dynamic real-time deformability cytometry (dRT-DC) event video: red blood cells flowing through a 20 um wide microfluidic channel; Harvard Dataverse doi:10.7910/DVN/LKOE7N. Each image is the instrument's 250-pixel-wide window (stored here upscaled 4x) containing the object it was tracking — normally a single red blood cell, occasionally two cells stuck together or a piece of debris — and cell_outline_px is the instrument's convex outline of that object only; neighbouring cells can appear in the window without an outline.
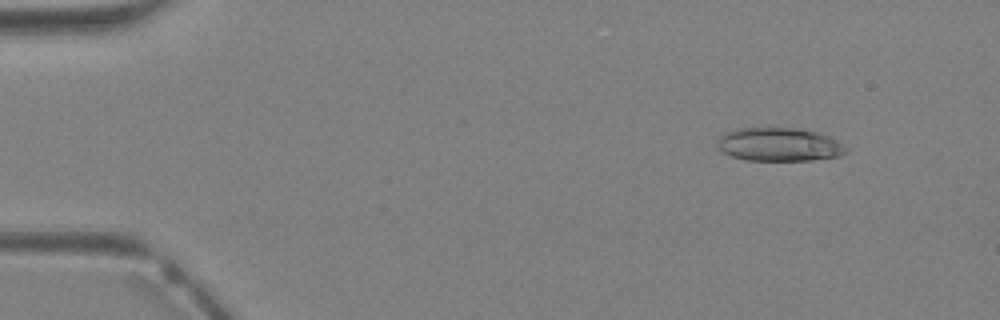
{"species": "Egyptian fruit bat (a non-hibernating species)", "species_latin": "Rousettus aegyptiacus", "temperature_condition": "warm", "stored_images_in_passage": 8, "segment_of_instrument_passage": [1, 2], "camera_frame_rate_fps": 3000, "um_per_image_px": 0.085, "animal": {"sex": "female"}, "frame": {"image": 1, "passage_image": 4, "time_ms": 1.0, "image_size_px": [1000, 320], "cell_outline_px": [[848, 152], [840, 156], [812, 160], [748, 160], [732, 156], [716, 148], [716, 144], [720, 136], [728, 132], [740, 128], [800, 128], [816, 132], [828, 136], [836, 140], [848, 148]], "centroid_in_image_um": [66.25, 12.28], "position_along_channel_um": 18.8, "area_um2": 25.03}}